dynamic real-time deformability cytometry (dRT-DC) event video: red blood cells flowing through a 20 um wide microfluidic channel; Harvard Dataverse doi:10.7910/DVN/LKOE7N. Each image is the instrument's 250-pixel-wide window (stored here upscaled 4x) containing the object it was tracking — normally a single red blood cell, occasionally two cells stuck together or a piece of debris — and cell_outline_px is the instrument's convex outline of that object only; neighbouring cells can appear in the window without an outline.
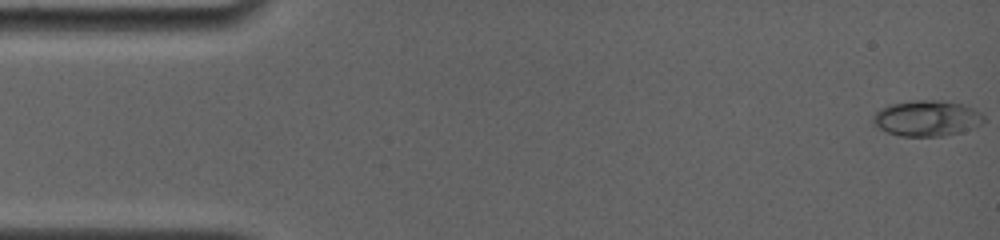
{"species": "common noctule bat (a hibernating species)", "species_latin": "Nyctalus noctula", "temperature_condition": "room temperature", "stored_images_in_passage": 40, "camera_frame_rate_fps": 4000, "um_per_image_px": 0.085, "animal": {"sex": "female", "body_mass_g": 19.0, "forearm_length_mm": 56.7}, "frame": {"image": 1, "passage_image": 1, "time_ms": 0.0, "image_size_px": [1000, 240], "cell_outline_px": [[984, 120], [980, 124], [972, 128], [960, 132], [944, 136], [900, 136], [888, 132], [872, 124], [872, 116], [880, 108], [888, 104], [912, 100], [940, 100], [960, 104], [972, 108], [980, 112], [984, 116]], "centroid_in_image_um": [78.74, 10.05], "position_along_channel_um": 6.3, "area_um2": 23.12}}
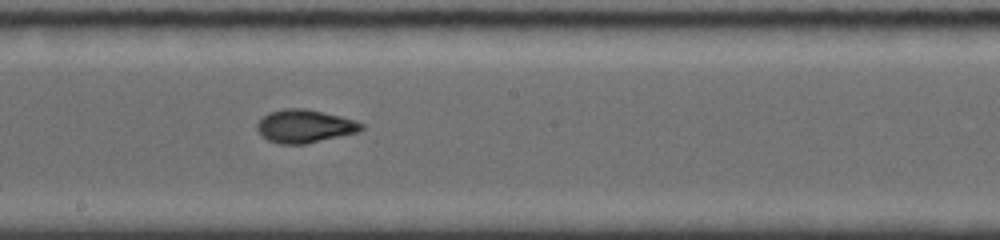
{"frame": {"image": 2, "passage_image": 23, "time_ms": 9.0, "image_size_px": [1000, 240], "cell_outline_px": [[364, 128], [356, 132], [304, 144], [280, 144], [268, 140], [256, 128], [256, 124], [268, 112], [284, 108], [304, 108], [340, 116], [356, 120], [364, 124]], "centroid_in_image_um": [25.89, 10.71], "position_along_channel_um": 222.3, "area_um2": 19.88}}
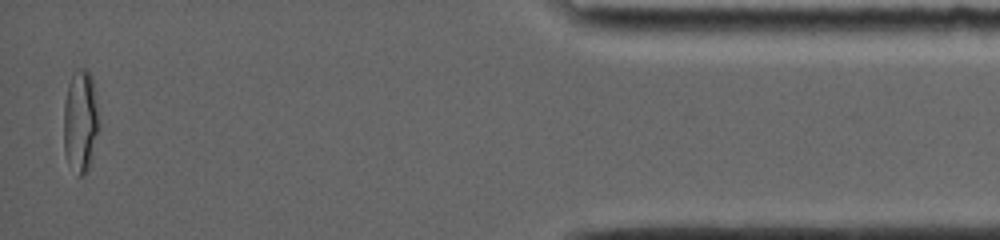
{"frame": {"image": 3, "passage_image": 40, "time_ms": 16.0, "image_size_px": [1000, 240], "cell_outline_px": [[100, 128], [92, 156], [88, 168], [84, 176], [76, 176], [68, 164], [64, 152], [64, 100], [68, 84], [72, 72], [80, 68], [84, 68], [92, 76], [100, 124]], "centroid_in_image_um": [6.84, 10.33], "position_along_channel_um": 428.4, "area_um2": 21.56}, "authors_computed_cell_mechanics": {"area_um2": 19.7676, "velocity_mm_per_s": 3.818, "shape_relaxation_time_tau1_ms": 9.871, "shape_relaxation_time_tau2_ms": 0.8321, "deformation_change_tau1": 0.2892, "deformation_change_tau2": 0.0454}}